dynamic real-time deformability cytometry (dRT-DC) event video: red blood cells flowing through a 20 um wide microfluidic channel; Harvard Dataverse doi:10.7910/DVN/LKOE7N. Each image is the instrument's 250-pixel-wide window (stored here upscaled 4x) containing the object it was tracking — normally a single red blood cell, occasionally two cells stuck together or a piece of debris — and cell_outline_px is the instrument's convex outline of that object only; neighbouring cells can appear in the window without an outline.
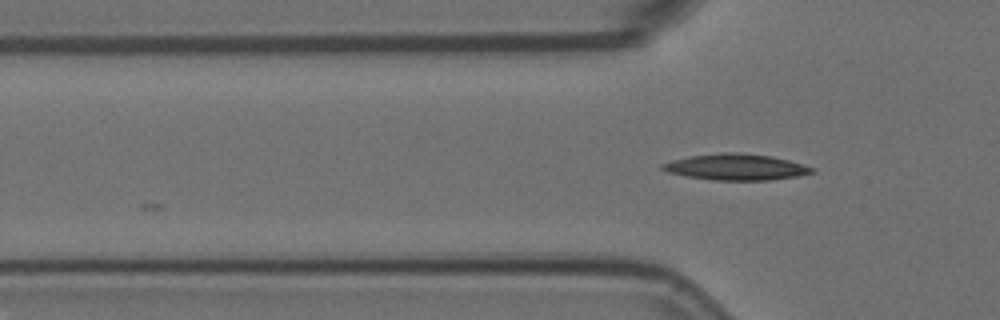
{"species": "Egyptian fruit bat (a non-hibernating species)", "species_latin": "Rousettus aegyptiacus", "temperature_condition": "room temperature", "stored_images_in_passage": 2, "camera_frame_rate_fps": 3000, "um_per_image_px": 0.085, "animal": {"sex": "female"}, "frame": {"image": 1, "passage_image": 2, "time_ms": 0.333, "image_size_px": [1000, 320], "cell_outline_px": [[816, 172], [796, 176], [772, 180], [716, 180], [688, 176], [668, 172], [660, 168], [660, 164], [672, 160], [692, 156], [720, 152], [736, 152], [772, 156], [804, 164], [816, 168]], "centroid_in_image_um": [62.6, 14.19], "position_along_channel_um": 63.2, "area_um2": 22.77}}